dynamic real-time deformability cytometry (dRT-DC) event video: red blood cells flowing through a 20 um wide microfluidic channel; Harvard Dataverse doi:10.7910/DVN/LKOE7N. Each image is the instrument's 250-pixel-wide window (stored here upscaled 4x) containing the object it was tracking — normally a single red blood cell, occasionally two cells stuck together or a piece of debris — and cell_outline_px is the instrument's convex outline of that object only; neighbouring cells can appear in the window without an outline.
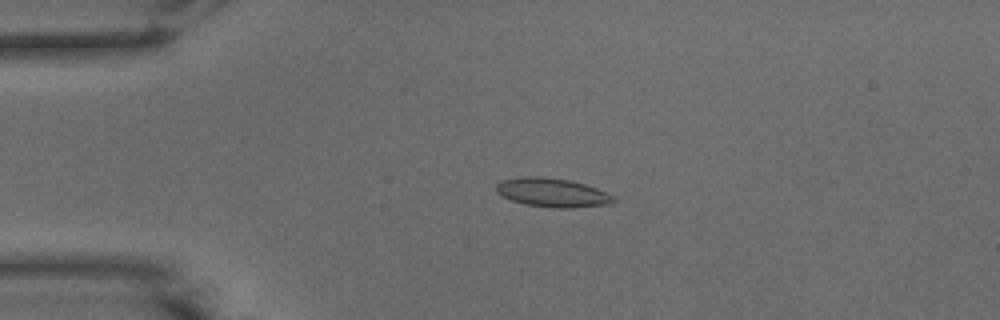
{"species": "common noctule bat (a hibernating species)", "species_latin": "Nyctalus noctula", "temperature_condition": "warm", "stored_images_in_passage": 49, "camera_frame_rate_fps": 3000, "um_per_image_px": 0.085, "animal": {"sex": "male", "body_mass_g": 15.6}, "frame": {"image": 1, "passage_image": 9, "time_ms": 2.667, "image_size_px": [1000, 320], "cell_outline_px": [[616, 200], [608, 204], [572, 208], [552, 208], [524, 204], [512, 200], [496, 192], [496, 184], [500, 180], [520, 176], [540, 176], [572, 180], [596, 188], [612, 196]], "centroid_in_image_um": [46.9, 16.36], "position_along_channel_um": 38.1, "area_um2": 19.77}}
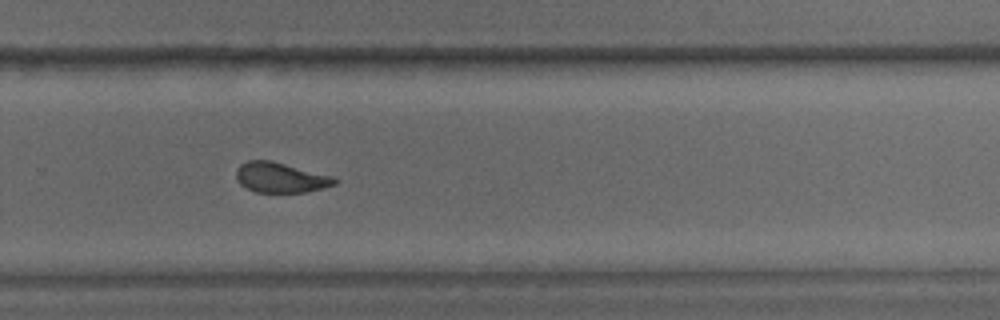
{"frame": {"image": 2, "passage_image": 32, "time_ms": 10.333, "image_size_px": [1000, 320], "cell_outline_px": [[340, 180], [336, 184], [324, 188], [304, 192], [256, 192], [240, 184], [236, 176], [236, 168], [240, 164], [248, 160], [272, 160], [332, 176]], "centroid_in_image_um": [23.86, 15.08], "position_along_channel_um": 305.9, "area_um2": 17.34}}
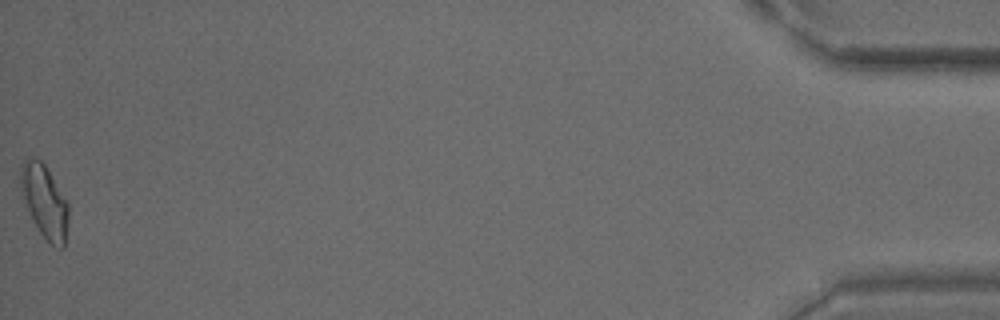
{"frame": {"image": 3, "passage_image": 49, "time_ms": 16.0, "image_size_px": [1000, 320], "cell_outline_px": [[68, 224], [64, 248], [60, 248], [52, 244], [40, 232], [28, 208], [20, 188], [20, 164], [28, 156], [36, 156], [44, 164], [68, 200]], "centroid_in_image_um": [3.8, 17.05], "position_along_channel_um": 431.4, "area_um2": 20.29}, "authors_computed_cell_mechanics": {"area_um2": 18.2648, "velocity_mm_per_s": 3.9165, "shape_relaxation_time_tau1_ms": 3.5427, "shape_relaxation_time_tau2_ms": 1.0062, "deformation_change_tau1": 0.139, "deformation_change_tau2": 0.0635}}